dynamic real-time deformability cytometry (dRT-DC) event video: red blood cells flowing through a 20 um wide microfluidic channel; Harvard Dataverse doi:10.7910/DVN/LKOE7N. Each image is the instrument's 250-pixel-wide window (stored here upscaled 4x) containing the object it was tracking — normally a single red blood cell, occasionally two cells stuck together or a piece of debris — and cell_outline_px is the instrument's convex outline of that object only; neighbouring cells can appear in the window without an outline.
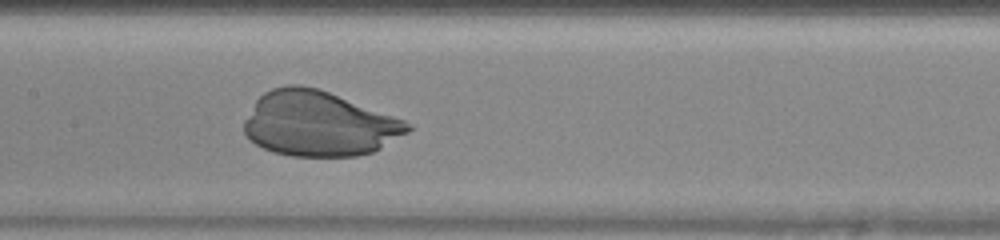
{"species": "human", "species_latin": "Homo sapiens", "temperature_condition": "warm", "stored_images_in_passage": 31, "camera_frame_rate_fps": 3000, "um_per_image_px": 0.085, "donor": {"sex": "female"}, "frame": {"image": 1, "passage_image": 10, "time_ms": 3.0, "image_size_px": [1000, 240], "cell_outline_px": [[412, 128], [408, 132], [380, 148], [372, 152], [356, 156], [292, 156], [272, 152], [248, 140], [244, 132], [244, 120], [256, 100], [264, 92], [272, 88], [288, 84], [300, 84], [316, 88], [328, 92], [404, 120], [412, 124]], "centroid_in_image_um": [27.06, 10.52], "position_along_channel_um": 180.3, "area_um2": 61.67}, "authors_computed_cell_mechanics": {"area_um2": 37.6856, "velocity_mm_per_s": 4.3423, "shape_relaxation_time_tau1_ms": 11.1978, "shape_relaxation_time_tau2_ms": 9.9401, "deformation_change_tau1": null, "deformation_change_tau2": 0.1035}}